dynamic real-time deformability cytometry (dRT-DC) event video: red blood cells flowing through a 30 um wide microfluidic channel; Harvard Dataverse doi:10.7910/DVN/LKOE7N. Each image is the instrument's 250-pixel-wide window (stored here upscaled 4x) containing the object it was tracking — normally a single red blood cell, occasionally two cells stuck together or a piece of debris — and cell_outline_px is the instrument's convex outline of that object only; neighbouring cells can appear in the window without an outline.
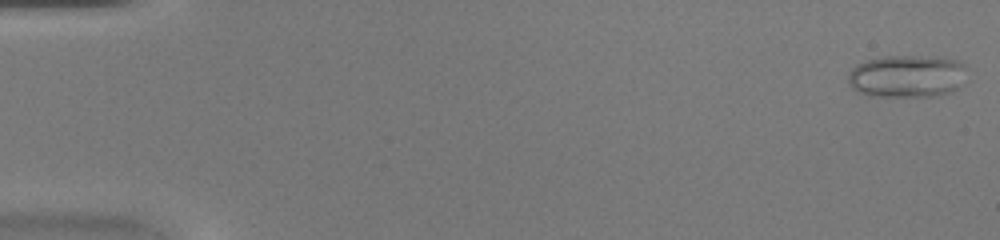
{"species": "common noctule bat (a hibernating species)", "species_latin": "Nyctalus noctula", "temperature_condition": "warm", "stored_images_in_passage": 15, "camera_frame_rate_fps": 3000, "um_per_image_px": 0.085, "animal": {"sex": "female", "body_mass_g": 20.0, "forearm_length_mm": 54.0}, "frame": {"image": 1, "passage_image": 1, "time_ms": 0.0, "image_size_px": [1000, 240], "cell_outline_px": [[964, 68], [956, 88], [952, 92], [936, 96], [868, 96], [856, 92], [852, 88], [848, 80], [848, 72], [856, 64], [864, 60], [884, 56], [920, 56], [960, 60], [964, 64]], "centroid_in_image_um": [76.99, 6.48], "position_along_channel_um": 8.0, "area_um2": 29.3}}